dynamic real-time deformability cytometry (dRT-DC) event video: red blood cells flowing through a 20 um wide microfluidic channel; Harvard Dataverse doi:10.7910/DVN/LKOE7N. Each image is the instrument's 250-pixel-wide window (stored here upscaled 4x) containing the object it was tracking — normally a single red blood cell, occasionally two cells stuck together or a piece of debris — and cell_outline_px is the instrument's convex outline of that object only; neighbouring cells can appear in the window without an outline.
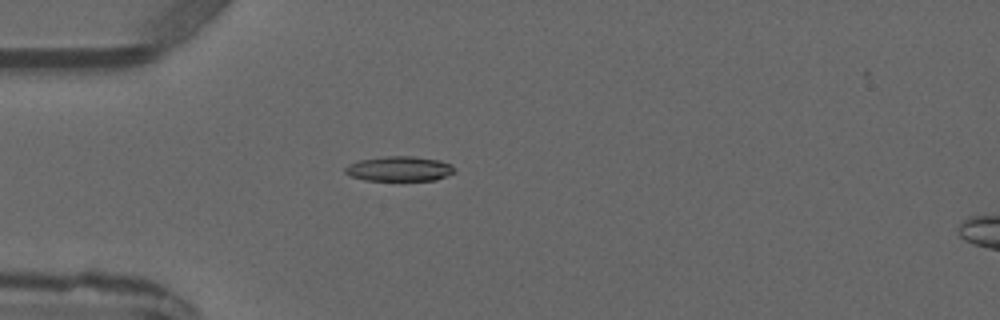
{"species": "common noctule bat (a hibernating species)", "species_latin": "Nyctalus noctula", "temperature_condition": "warm", "stored_images_in_passage": 4, "camera_frame_rate_fps": 3000, "um_per_image_px": 0.085, "animal": {"sex": "male", "forearm_length_mm": 52.5}, "frame": {"image": 1, "passage_image": 4, "time_ms": 3.667, "image_size_px": [1000, 320], "cell_outline_px": [[456, 172], [436, 180], [364, 180], [352, 176], [344, 172], [344, 168], [348, 164], [356, 160], [384, 156], [416, 156], [440, 160], [452, 164], [456, 168]], "centroid_in_image_um": [33.96, 14.33], "position_along_channel_um": 51.0, "area_um2": 16.13}}